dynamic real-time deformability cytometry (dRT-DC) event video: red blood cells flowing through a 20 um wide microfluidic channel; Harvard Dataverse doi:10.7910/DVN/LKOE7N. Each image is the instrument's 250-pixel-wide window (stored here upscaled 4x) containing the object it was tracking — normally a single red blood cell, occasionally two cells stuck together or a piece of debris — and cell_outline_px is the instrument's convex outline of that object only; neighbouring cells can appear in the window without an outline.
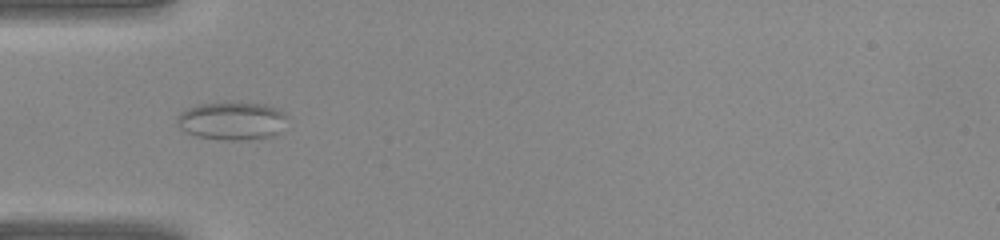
{"species": "common noctule bat (a hibernating species)", "species_latin": "Nyctalus noctula", "temperature_condition": "warm", "stored_images_in_passage": 31, "camera_frame_rate_fps": 3000, "um_per_image_px": 0.085, "animal": {"sex": "female", "body_mass_g": 22.0, "forearm_length_mm": 56.7}, "frame": {"image": 1, "passage_image": 4, "time_ms": 1.0, "image_size_px": [1000, 240], "cell_outline_px": [[288, 116], [276, 136], [248, 140], [224, 140], [196, 136], [180, 128], [176, 124], [176, 116], [180, 112], [188, 108], [200, 104], [264, 104], [280, 108]], "centroid_in_image_um": [19.73, 10.3], "position_along_channel_um": 65.3, "area_um2": 24.28}}
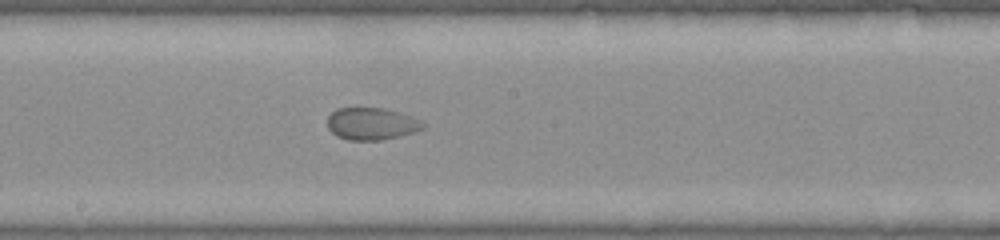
{"frame": {"image": 2, "passage_image": 13, "time_ms": 4.0, "image_size_px": [1000, 240], "cell_outline_px": [[424, 128], [400, 136], [380, 140], [348, 140], [336, 136], [328, 128], [328, 116], [336, 108], [356, 104], [384, 108], [400, 112], [412, 116], [420, 120], [424, 124]], "centroid_in_image_um": [31.53, 10.46], "position_along_channel_um": 216.7, "area_um2": 18.61}}
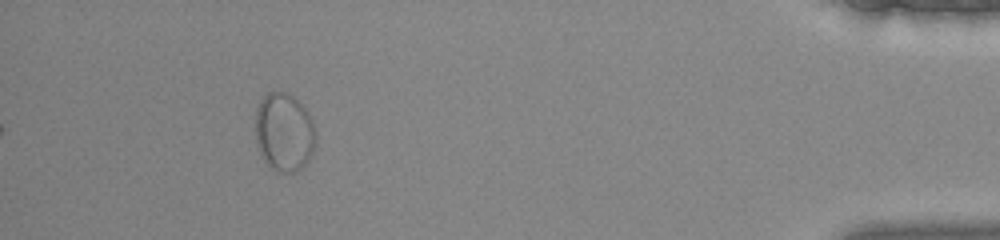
{"frame": {"image": 3, "passage_image": 28, "time_ms": 9.0, "image_size_px": [1000, 240], "cell_outline_px": [[316, 144], [308, 160], [296, 172], [280, 172], [272, 168], [264, 160], [256, 144], [256, 108], [260, 100], [268, 92], [284, 92], [292, 96], [304, 108], [312, 120], [316, 132]], "centroid_in_image_um": [24.15, 11.24], "position_along_channel_um": 411.1, "area_um2": 27.46}}